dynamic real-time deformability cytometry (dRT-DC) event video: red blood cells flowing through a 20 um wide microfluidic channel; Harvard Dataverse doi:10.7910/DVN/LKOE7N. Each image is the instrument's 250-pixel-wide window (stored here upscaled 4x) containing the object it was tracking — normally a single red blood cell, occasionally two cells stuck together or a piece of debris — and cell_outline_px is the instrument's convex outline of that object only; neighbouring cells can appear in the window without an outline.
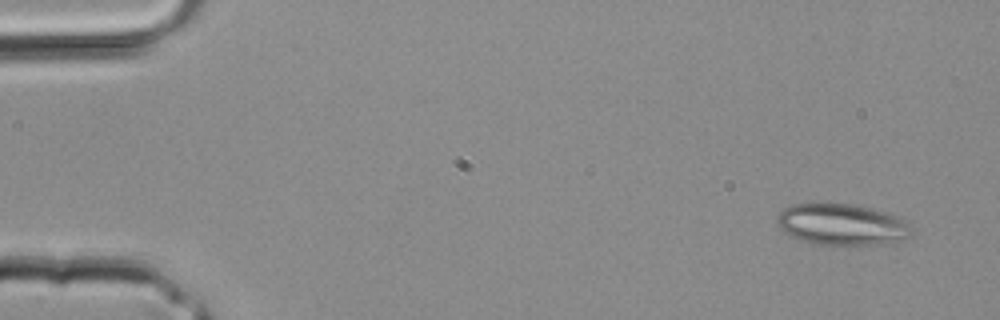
{"species": "common noctule bat (a hibernating species)", "species_latin": "Nyctalus noctula", "temperature_condition": "room temperature", "stored_images_in_passage": 3, "camera_frame_rate_fps": 3000, "um_per_image_px": 0.085, "animal": {"sex": "male", "body_mass_g": 20.4}, "frame": {"image": 1, "passage_image": 1, "time_ms": 0.0, "image_size_px": [1000, 320], "cell_outline_px": [[912, 236], [904, 240], [876, 244], [820, 244], [800, 240], [788, 236], [780, 228], [776, 220], [776, 216], [784, 208], [792, 204], [848, 204], [872, 208], [904, 216], [908, 220], [912, 228]], "centroid_in_image_um": [71.62, 19.07], "position_along_channel_um": 13.4, "area_um2": 32.71}}